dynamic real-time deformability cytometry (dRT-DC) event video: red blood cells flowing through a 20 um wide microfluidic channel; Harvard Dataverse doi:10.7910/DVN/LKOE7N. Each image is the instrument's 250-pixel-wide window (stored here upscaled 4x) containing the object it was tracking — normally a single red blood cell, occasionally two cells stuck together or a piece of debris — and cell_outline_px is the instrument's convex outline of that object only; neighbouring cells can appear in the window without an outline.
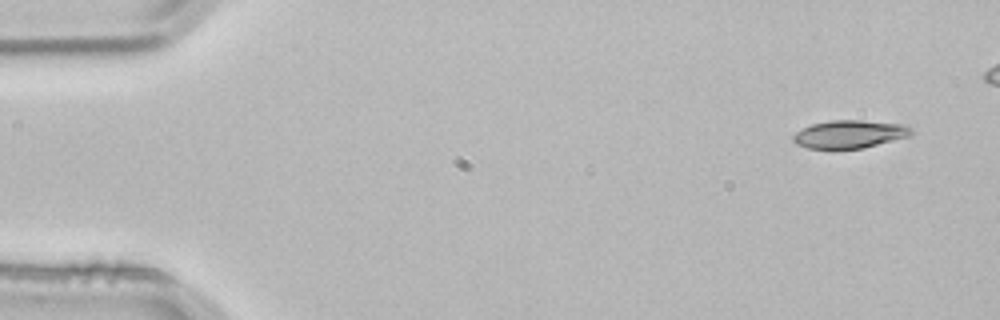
{"species": "common noctule bat (a hibernating species)", "species_latin": "Nyctalus noctula", "temperature_condition": "room temperature", "stored_images_in_passage": 5, "segment_of_instrument_passage": [2, 2], "camera_frame_rate_fps": 3000, "um_per_image_px": 0.085, "animal": {"sex": "male", "body_mass_g": 21.5, "forearm_length_mm": 52.0}, "frame": {"image": 1, "passage_image": 5, "time_ms": 1.333, "image_size_px": [1000, 320], "cell_outline_px": [[912, 132], [908, 136], [864, 148], [808, 148], [796, 144], [792, 140], [792, 136], [796, 132], [812, 124], [832, 120], [860, 120], [900, 124], [912, 128]], "centroid_in_image_um": [72.18, 11.4], "position_along_channel_um": 12.8, "area_um2": 18.9}}